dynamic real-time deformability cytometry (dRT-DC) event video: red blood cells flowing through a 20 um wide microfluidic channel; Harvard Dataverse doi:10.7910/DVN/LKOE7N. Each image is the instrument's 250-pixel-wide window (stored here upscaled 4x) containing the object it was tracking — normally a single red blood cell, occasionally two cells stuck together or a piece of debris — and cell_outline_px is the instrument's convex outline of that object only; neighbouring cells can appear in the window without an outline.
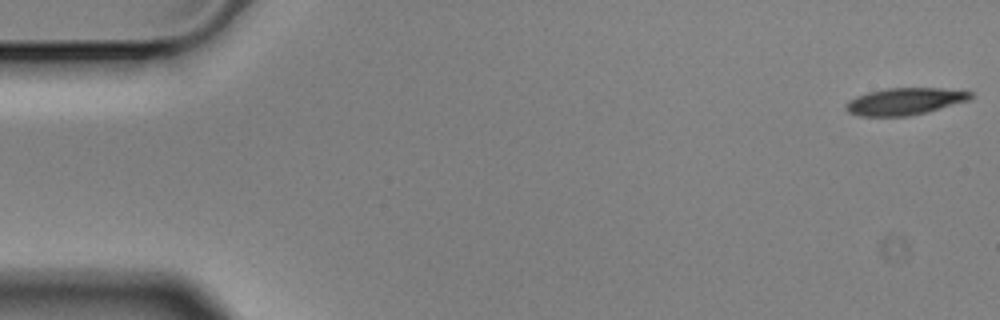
{"species": "Egyptian fruit bat (a non-hibernating species)", "species_latin": "Rousettus aegyptiacus", "temperature_condition": "cold", "stored_images_in_passage": 5, "camera_frame_rate_fps": 3000, "um_per_image_px": 0.085, "animal": {"sex": "male"}, "frame": {"image": 1, "passage_image": 1, "time_ms": 0.0, "image_size_px": [1000, 320], "cell_outline_px": [[972, 96], [968, 100], [924, 112], [908, 116], [860, 116], [848, 112], [844, 108], [844, 104], [848, 100], [856, 96], [868, 92], [888, 88], [940, 88], [972, 92]], "centroid_in_image_um": [76.82, 8.61], "position_along_channel_um": 8.2, "area_um2": 19.36}}
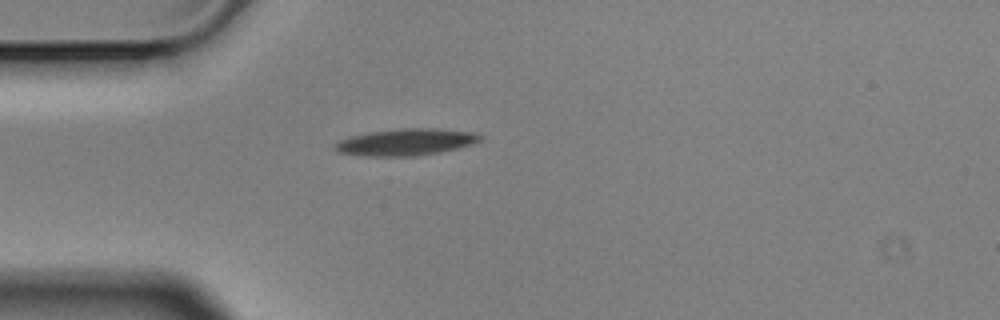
{"frame": {"image": 2, "passage_image": 5, "time_ms": 1.333, "image_size_px": [1000, 320], "cell_outline_px": [[484, 136], [480, 140], [472, 144], [440, 152], [416, 156], [364, 156], [336, 152], [332, 148], [332, 144], [340, 140], [352, 136], [368, 132], [400, 128], [436, 128], [476, 132]], "centroid_in_image_um": [34.48, 12.07], "position_along_channel_um": 50.5, "area_um2": 22.89}}